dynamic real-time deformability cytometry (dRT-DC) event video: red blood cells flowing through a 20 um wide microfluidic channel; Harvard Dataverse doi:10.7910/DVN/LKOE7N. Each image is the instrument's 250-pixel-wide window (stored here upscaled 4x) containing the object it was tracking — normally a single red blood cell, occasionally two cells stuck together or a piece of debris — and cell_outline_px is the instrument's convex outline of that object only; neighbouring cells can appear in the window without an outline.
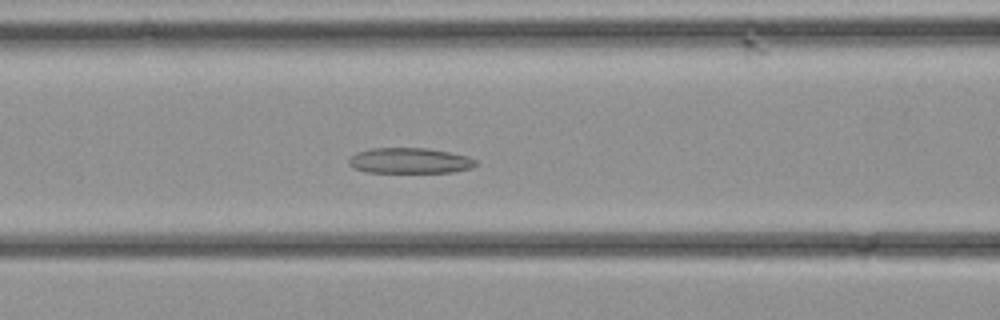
{"species": "common noctule bat (a hibernating species)", "species_latin": "Nyctalus noctula", "temperature_condition": "cold", "stored_images_in_passage": 23, "camera_frame_rate_fps": 3000, "um_per_image_px": 0.085, "animal": {"sex": "female", "body_mass_g": 21.9}, "frame": {"image": 1, "passage_image": 8, "time_ms": 2.333, "image_size_px": [1000, 320], "cell_outline_px": [[476, 164], [472, 168], [452, 172], [364, 172], [352, 168], [348, 164], [348, 160], [356, 152], [372, 148], [428, 148], [468, 156], [476, 160]], "centroid_in_image_um": [34.8, 13.66], "position_along_channel_um": 131.8, "area_um2": 18.96}}
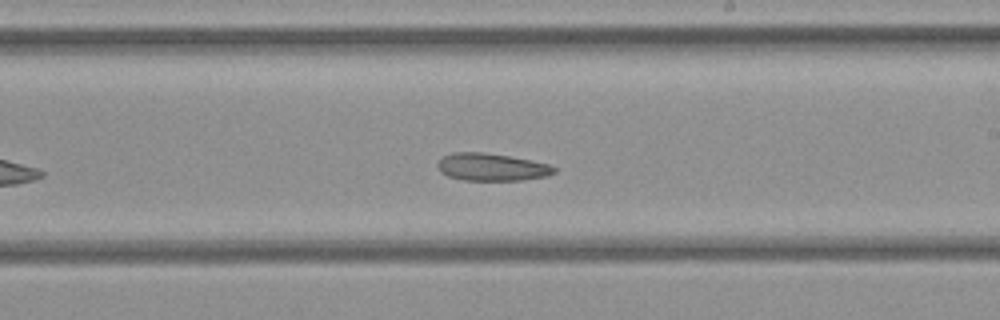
{"frame": {"image": 2, "passage_image": 14, "time_ms": 4.333, "image_size_px": [1000, 320], "cell_outline_px": [[556, 172], [548, 176], [520, 180], [464, 180], [448, 176], [440, 172], [436, 164], [440, 156], [452, 152], [484, 152], [508, 156], [548, 164], [556, 168]], "centroid_in_image_um": [41.73, 14.19], "position_along_channel_um": 247.3, "area_um2": 18.73}}
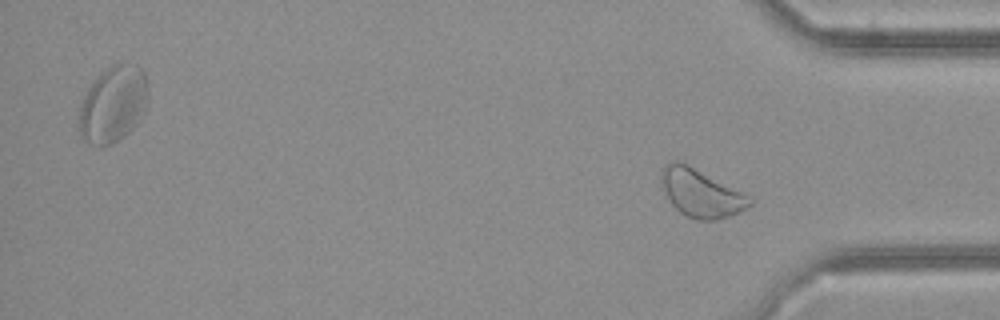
{"frame": {"image": 3, "passage_image": 23, "time_ms": 7.333, "image_size_px": [1000, 320], "cell_outline_px": [[756, 200], [752, 204], [728, 216], [716, 220], [700, 220], [688, 216], [680, 212], [672, 204], [660, 180], [660, 176], [664, 164], [672, 160], [680, 160], [688, 164]], "centroid_in_image_um": [59.55, 16.38], "position_along_channel_um": 375.6, "area_um2": 24.22}}